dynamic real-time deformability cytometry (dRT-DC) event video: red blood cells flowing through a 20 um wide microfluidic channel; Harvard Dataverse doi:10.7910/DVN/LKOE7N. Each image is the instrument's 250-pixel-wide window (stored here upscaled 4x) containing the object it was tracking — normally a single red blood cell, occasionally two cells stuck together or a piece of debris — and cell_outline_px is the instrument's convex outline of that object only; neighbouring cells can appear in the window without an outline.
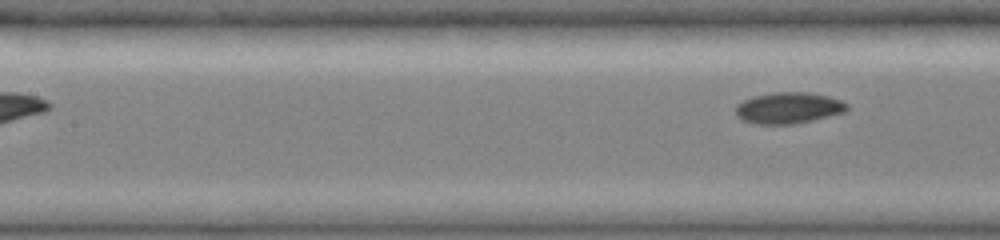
{"species": "common noctule bat (a hibernating species)", "species_latin": "Nyctalus noctula", "temperature_condition": "cold", "stored_images_in_passage": 5, "segment_of_instrument_passage": [2, 2], "camera_frame_rate_fps": 3000, "um_per_image_px": 0.085, "animal": {"sex": "female", "body_mass_g": 19.0, "forearm_length_mm": 51.5}, "frame": {"image": 1, "passage_image": 5, "time_ms": 3.333, "image_size_px": [1000, 240], "cell_outline_px": [[848, 108], [844, 112], [812, 120], [792, 124], [756, 124], [744, 120], [736, 116], [736, 104], [752, 96], [772, 92], [808, 92], [828, 96], [840, 100], [848, 104]], "centroid_in_image_um": [67.0, 9.16], "position_along_channel_um": 140.4, "area_um2": 20.23}}